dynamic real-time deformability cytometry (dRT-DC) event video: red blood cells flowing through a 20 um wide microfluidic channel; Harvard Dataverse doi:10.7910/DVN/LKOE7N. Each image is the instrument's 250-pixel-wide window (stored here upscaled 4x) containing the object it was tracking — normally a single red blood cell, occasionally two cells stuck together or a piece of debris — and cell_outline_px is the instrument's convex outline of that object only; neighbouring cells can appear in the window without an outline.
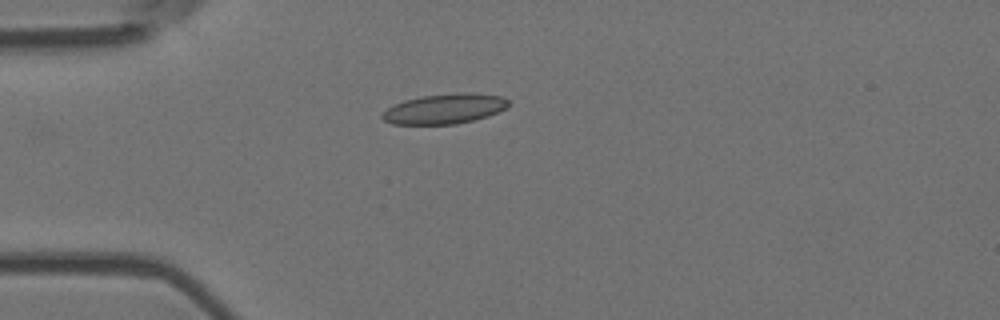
{"species": "Egyptian fruit bat (a non-hibernating species)", "species_latin": "Rousettus aegyptiacus", "temperature_condition": "room temperature", "stored_images_in_passage": 8, "camera_frame_rate_fps": 3000, "um_per_image_px": 0.085, "animal": {"sex": "female"}, "frame": {"image": 1, "passage_image": 4, "time_ms": 1.0, "image_size_px": [1000, 320], "cell_outline_px": [[508, 104], [504, 108], [488, 116], [456, 124], [392, 124], [384, 120], [380, 116], [388, 108], [404, 100], [424, 96], [456, 92], [472, 92], [504, 96], [508, 100]], "centroid_in_image_um": [37.8, 9.23], "position_along_channel_um": 47.2, "area_um2": 21.96}}
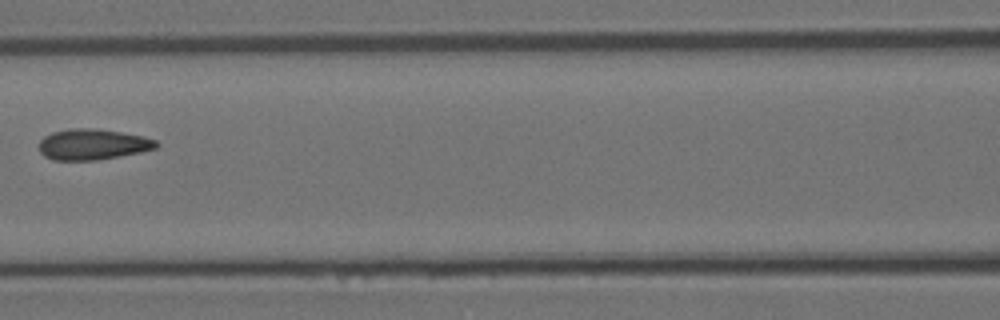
{"frame": {"image": 2, "passage_image": 7, "time_ms": 2.0, "image_size_px": [1000, 320], "cell_outline_px": [[160, 144], [156, 148], [140, 152], [120, 156], [96, 160], [52, 160], [44, 156], [40, 152], [40, 140], [44, 136], [52, 132], [68, 128], [92, 128], [120, 132], [144, 136], [156, 140]], "centroid_in_image_um": [7.87, 12.27], "position_along_channel_um": 158.7, "area_um2": 21.1}}
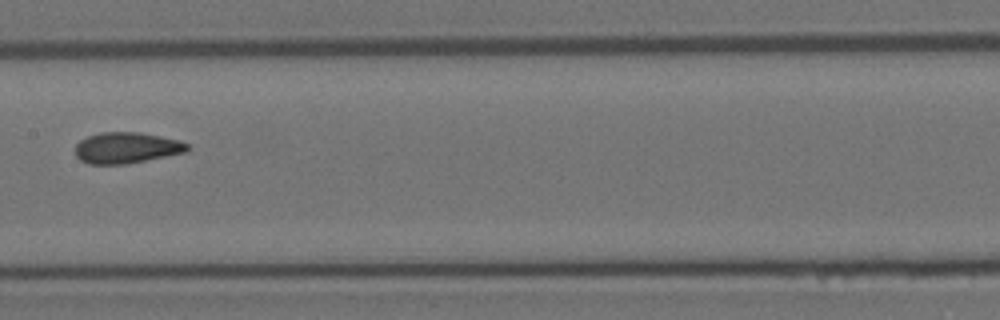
{"frame": {"image": 3, "passage_image": 8, "time_ms": 2.333, "image_size_px": [1000, 320], "cell_outline_px": [[192, 148], [188, 152], [124, 164], [88, 164], [80, 160], [76, 156], [76, 144], [80, 140], [88, 136], [100, 132], [140, 132], [180, 140], [188, 144]], "centroid_in_image_um": [10.78, 12.56], "position_along_channel_um": 196.6, "area_um2": 20.4}}